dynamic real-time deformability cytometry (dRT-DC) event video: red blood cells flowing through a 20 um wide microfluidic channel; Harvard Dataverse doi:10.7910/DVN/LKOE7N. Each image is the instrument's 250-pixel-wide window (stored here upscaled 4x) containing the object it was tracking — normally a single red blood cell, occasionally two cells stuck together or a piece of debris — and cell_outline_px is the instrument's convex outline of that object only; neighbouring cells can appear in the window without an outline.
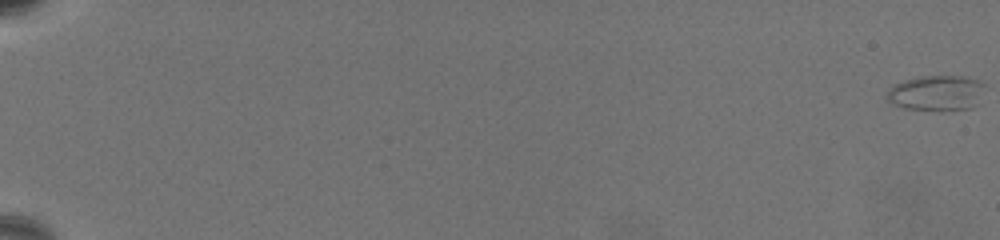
{"species": "common noctule bat (a hibernating species)", "species_latin": "Nyctalus noctula", "temperature_condition": "warm", "stored_images_in_passage": 71, "camera_frame_rate_fps": 3000, "um_per_image_px": 0.085, "animal": {"sex": "female", "body_mass_g": 19.5, "forearm_length_mm": 54.1}, "frame": {"image": 1, "passage_image": 1, "time_ms": 0.0, "image_size_px": [1000, 240], "cell_outline_px": [[984, 84], [976, 104], [972, 108], [904, 108], [888, 100], [888, 88], [904, 80], [920, 76], [960, 76], [976, 80]], "centroid_in_image_um": [79.57, 7.86], "position_along_channel_um": 5.4, "area_um2": 19.13}}
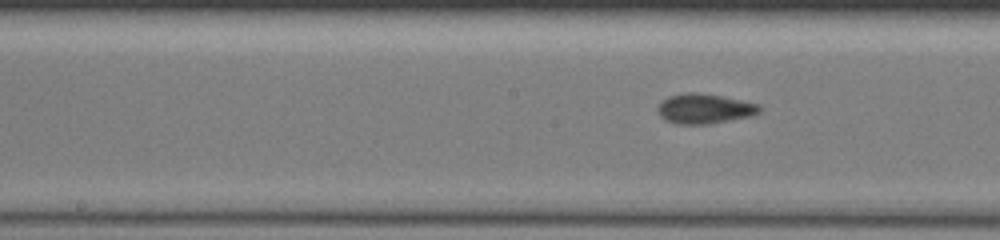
{"frame": {"image": 2, "passage_image": 41, "time_ms": 13.333, "image_size_px": [1000, 240], "cell_outline_px": [[760, 112], [752, 116], [708, 124], [676, 124], [664, 120], [660, 116], [656, 108], [660, 100], [668, 96], [684, 92], [696, 92], [720, 96], [740, 100], [756, 104], [760, 108]], "centroid_in_image_um": [59.8, 9.24], "position_along_channel_um": 188.4, "area_um2": 17.8}}
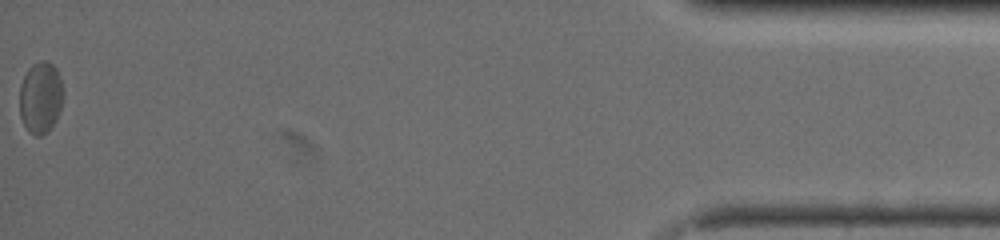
{"frame": {"image": 3, "passage_image": 71, "time_ms": 23.333, "image_size_px": [1000, 240], "cell_outline_px": [[64, 96], [56, 120], [40, 136], [36, 136], [28, 132], [20, 116], [20, 84], [28, 68], [32, 64], [40, 60], [44, 60], [52, 64], [56, 68], [60, 76], [64, 92]], "centroid_in_image_um": [3.45, 8.25], "position_along_channel_um": 431.8, "area_um2": 18.26}, "authors_computed_cell_mechanics": {"area_um2": 17.2822, "velocity_mm_per_s": 3.2306, "shape_relaxation_time_tau1_ms": 8.5381, "shape_relaxation_time_tau2_ms": 1.4796, "deformation_change_tau1": 0.1524, "deformation_change_tau2": 0.0516}}